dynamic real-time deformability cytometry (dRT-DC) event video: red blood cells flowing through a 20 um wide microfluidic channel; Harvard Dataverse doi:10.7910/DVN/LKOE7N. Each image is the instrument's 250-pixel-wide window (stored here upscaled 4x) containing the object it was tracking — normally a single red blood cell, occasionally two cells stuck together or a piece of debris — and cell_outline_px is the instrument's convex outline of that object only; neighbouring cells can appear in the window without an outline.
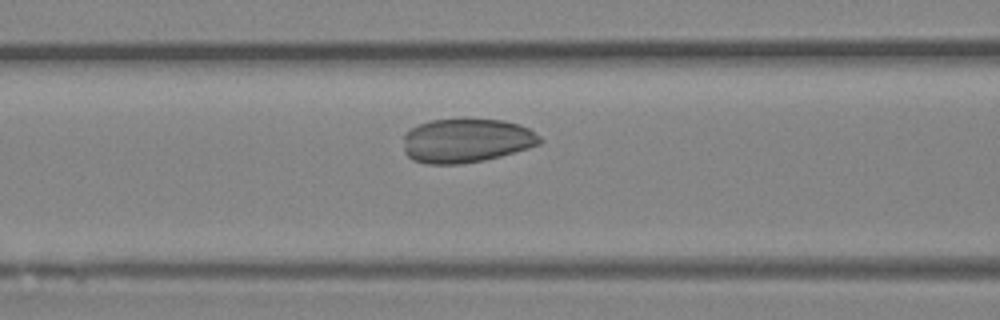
{"species": "Egyptian fruit bat (a non-hibernating species)", "species_latin": "Rousettus aegyptiacus", "temperature_condition": "room temperature", "stored_images_in_passage": 35, "camera_frame_rate_fps": 3000, "um_per_image_px": 0.085, "animal": {"sex": "female"}, "frame": {"image": 1, "passage_image": 13, "time_ms": 4.0, "image_size_px": [1000, 320], "cell_outline_px": [[544, 140], [540, 144], [528, 148], [500, 156], [484, 160], [460, 164], [424, 164], [412, 160], [404, 152], [404, 132], [420, 124], [432, 120], [504, 120], [520, 124], [528, 128], [540, 136]], "centroid_in_image_um": [39.64, 11.97], "position_along_channel_um": 127.0, "area_um2": 34.97}}
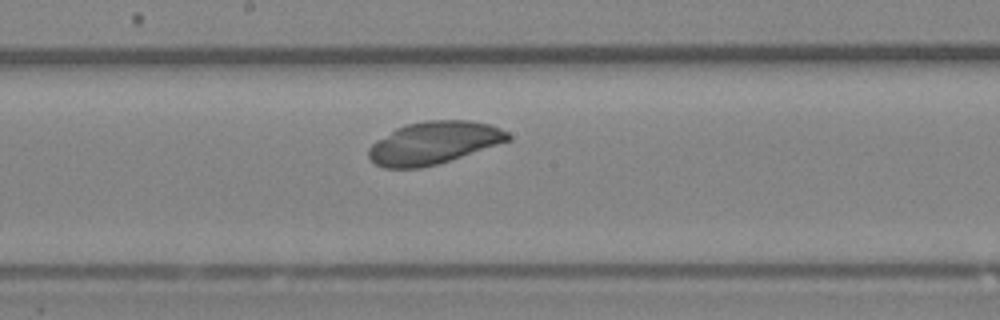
{"frame": {"image": 2, "passage_image": 19, "time_ms": 6.0, "image_size_px": [1000, 320], "cell_outline_px": [[512, 140], [436, 164], [420, 168], [384, 168], [376, 164], [368, 156], [368, 148], [376, 140], [396, 128], [404, 124], [424, 120], [468, 120], [488, 124], [500, 128], [508, 132], [512, 136]], "centroid_in_image_um": [36.86, 12.13], "position_along_channel_um": 211.3, "area_um2": 34.51}}
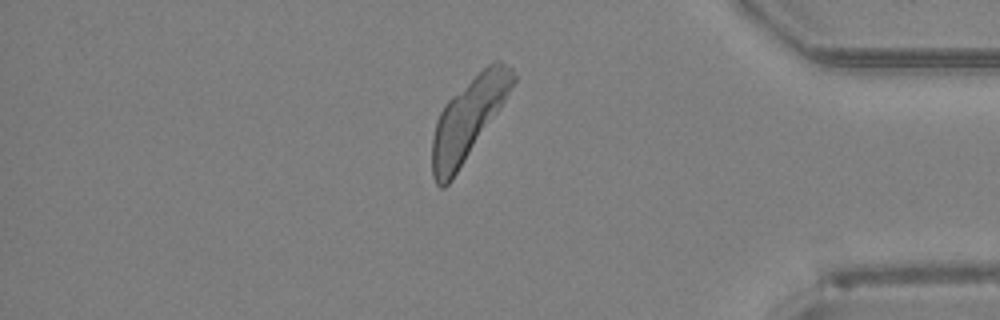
{"frame": {"image": 3, "passage_image": 34, "time_ms": 11.0, "image_size_px": [1000, 320], "cell_outline_px": [[516, 80], [500, 108], [452, 180], [444, 188], [440, 188], [436, 184], [432, 176], [432, 136], [436, 120], [444, 104], [452, 96], [488, 64], [496, 60], [500, 60], [512, 68], [516, 76]], "centroid_in_image_um": [39.78, 10.12], "position_along_channel_um": 395.4, "area_um2": 37.74}}